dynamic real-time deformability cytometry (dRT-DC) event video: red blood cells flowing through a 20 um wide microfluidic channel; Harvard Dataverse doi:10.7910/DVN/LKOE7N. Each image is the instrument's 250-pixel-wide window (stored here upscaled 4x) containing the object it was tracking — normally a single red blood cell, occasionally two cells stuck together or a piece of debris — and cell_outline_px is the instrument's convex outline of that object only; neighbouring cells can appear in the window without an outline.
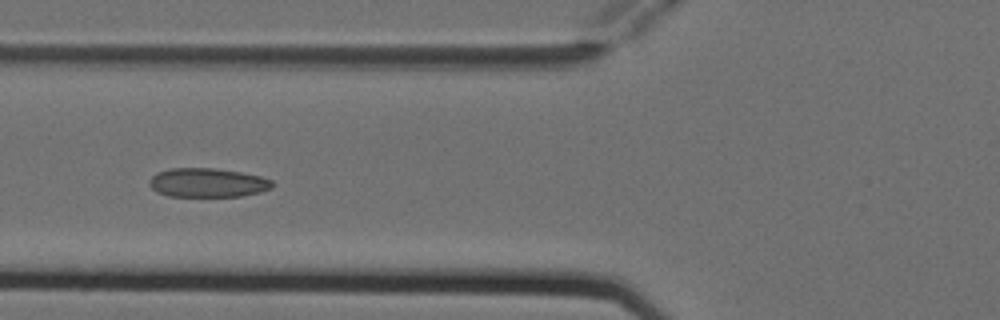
{"species": "Egyptian fruit bat (a non-hibernating species)", "species_latin": "Rousettus aegyptiacus", "temperature_condition": "cold", "stored_images_in_passage": 6, "camera_frame_rate_fps": 3000, "um_per_image_px": 0.085, "animal": {"sex": "female"}, "frame": {"image": 1, "passage_image": 3, "time_ms": 0.667, "image_size_px": [1000, 320], "cell_outline_px": [[276, 184], [272, 188], [260, 192], [240, 196], [168, 196], [156, 192], [148, 184], [148, 180], [156, 172], [172, 168], [216, 168], [240, 172], [260, 176], [272, 180]], "centroid_in_image_um": [17.64, 15.52], "position_along_channel_um": 108.2, "area_um2": 20.98}}
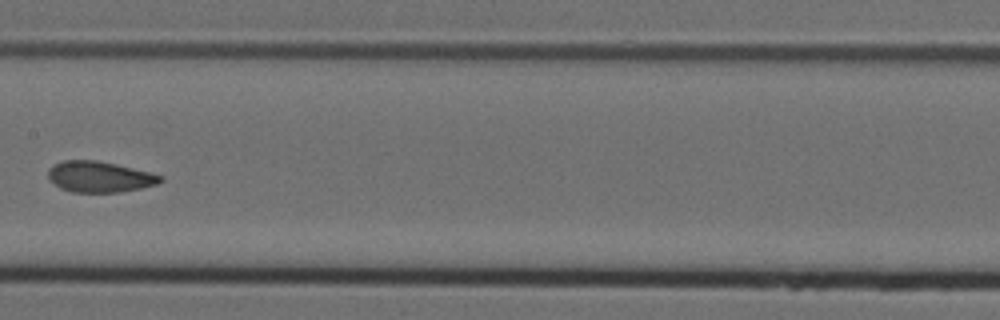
{"frame": {"image": 2, "passage_image": 5, "time_ms": 1.333, "image_size_px": [1000, 320], "cell_outline_px": [[164, 180], [156, 184], [140, 188], [120, 192], [72, 192], [60, 188], [48, 180], [48, 168], [52, 164], [64, 160], [96, 160], [116, 164], [152, 172], [164, 176]], "centroid_in_image_um": [8.45, 15.02], "position_along_channel_um": 199.0, "area_um2": 20.46}}
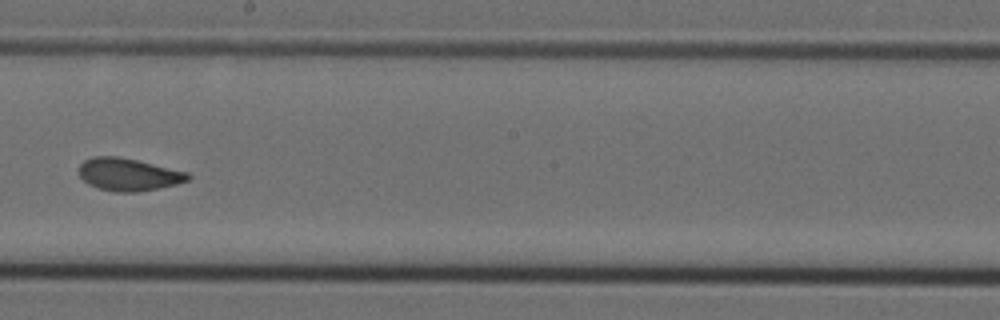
{"frame": {"image": 3, "passage_image": 6, "time_ms": 1.667, "image_size_px": [1000, 320], "cell_outline_px": [[192, 176], [188, 180], [176, 184], [136, 192], [116, 192], [96, 188], [88, 184], [80, 176], [80, 164], [84, 160], [92, 156], [116, 156], [136, 160], [188, 172]], "centroid_in_image_um": [10.9, 14.83], "position_along_channel_um": 237.3, "area_um2": 20.52}}